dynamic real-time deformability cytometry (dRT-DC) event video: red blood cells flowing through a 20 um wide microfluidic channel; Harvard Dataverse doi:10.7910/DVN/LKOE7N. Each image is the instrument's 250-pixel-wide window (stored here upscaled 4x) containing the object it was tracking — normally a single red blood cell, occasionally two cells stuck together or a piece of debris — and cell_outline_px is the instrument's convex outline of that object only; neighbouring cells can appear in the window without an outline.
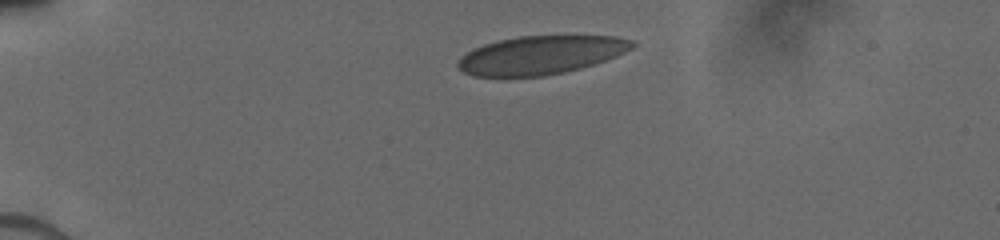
{"species": "human", "species_latin": "Homo sapiens", "temperature_condition": "cold", "stored_images_in_passage": 36, "camera_frame_rate_fps": 3000, "um_per_image_px": 0.085, "donor": {"sex": "male"}, "frame": {"image": 1, "passage_image": 1, "time_ms": 0.0, "image_size_px": [1000, 240], "cell_outline_px": [[636, 44], [632, 48], [616, 56], [580, 68], [564, 72], [544, 76], [472, 76], [456, 68], [456, 64], [460, 56], [472, 48], [484, 44], [500, 40], [520, 36], [616, 36], [632, 40]], "centroid_in_image_um": [45.91, 4.68], "position_along_channel_um": 39.1, "area_um2": 38.96}}
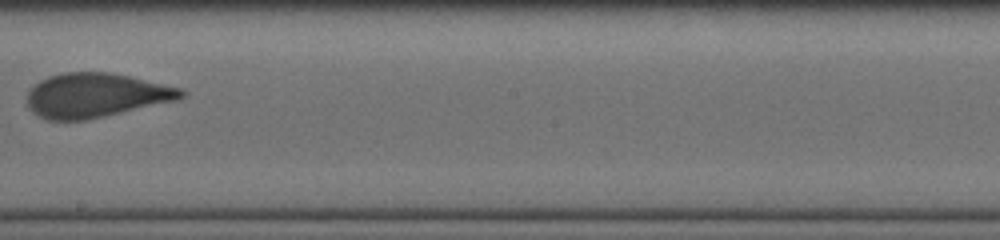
{"frame": {"image": 2, "passage_image": 22, "time_ms": 6.333, "image_size_px": [1000, 240], "cell_outline_px": [[184, 96], [176, 100], [84, 120], [48, 120], [32, 112], [28, 108], [28, 92], [40, 80], [48, 76], [64, 72], [112, 72], [180, 88], [184, 92]], "centroid_in_image_um": [8.1, 8.09], "position_along_channel_um": 240.1, "area_um2": 39.19}}
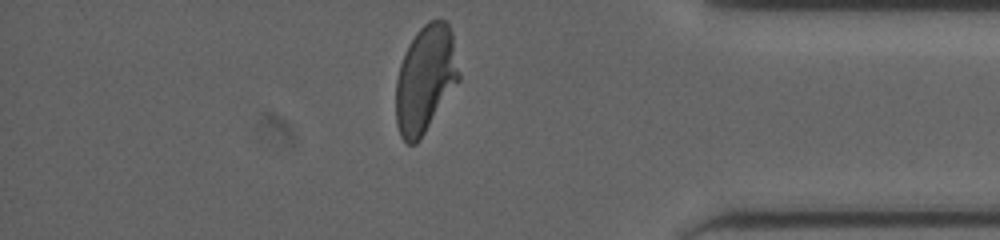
{"frame": {"image": 3, "passage_image": 36, "time_ms": 10.667, "image_size_px": [1000, 240], "cell_outline_px": [[460, 80], [420, 140], [416, 144], [408, 144], [400, 136], [396, 124], [396, 80], [400, 64], [408, 44], [416, 32], [428, 20], [444, 20], [448, 24], [452, 32], [460, 76]], "centroid_in_image_um": [36.15, 6.73], "position_along_channel_um": 399.0, "area_um2": 39.54}}